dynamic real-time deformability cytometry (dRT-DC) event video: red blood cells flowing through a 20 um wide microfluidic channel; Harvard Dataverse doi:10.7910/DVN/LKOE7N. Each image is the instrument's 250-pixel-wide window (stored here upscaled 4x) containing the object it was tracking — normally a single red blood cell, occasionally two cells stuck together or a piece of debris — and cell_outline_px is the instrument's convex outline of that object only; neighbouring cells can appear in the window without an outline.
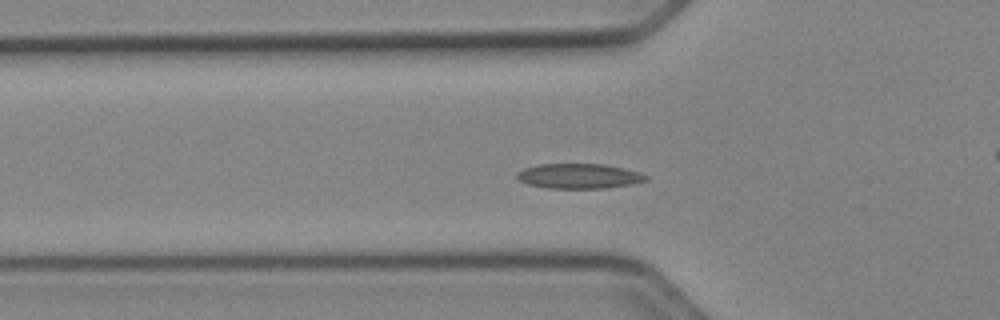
{"species": "Egyptian fruit bat (a non-hibernating species)", "species_latin": "Rousettus aegyptiacus", "temperature_condition": "cold", "stored_images_in_passage": 49, "camera_frame_rate_fps": 3000, "um_per_image_px": 0.085, "animal": {"sex": "female"}, "frame": {"image": 1, "passage_image": 14, "time_ms": 4.333, "image_size_px": [1000, 320], "cell_outline_px": [[648, 180], [632, 184], [604, 188], [548, 188], [528, 184], [520, 180], [516, 176], [516, 172], [524, 168], [536, 164], [604, 164], [624, 168], [640, 172], [648, 176]], "centroid_in_image_um": [49.22, 14.96], "position_along_channel_um": 76.6, "area_um2": 18.79}}
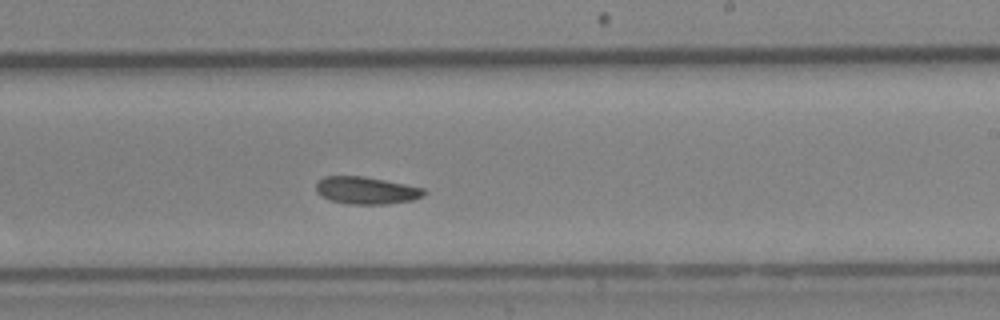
{"frame": {"image": 2, "passage_image": 28, "time_ms": 9.0, "image_size_px": [1000, 320], "cell_outline_px": [[424, 196], [412, 200], [388, 204], [348, 204], [332, 200], [316, 192], [316, 180], [324, 176], [364, 176], [424, 188]], "centroid_in_image_um": [31.11, 16.18], "position_along_channel_um": 257.9, "area_um2": 17.11}}
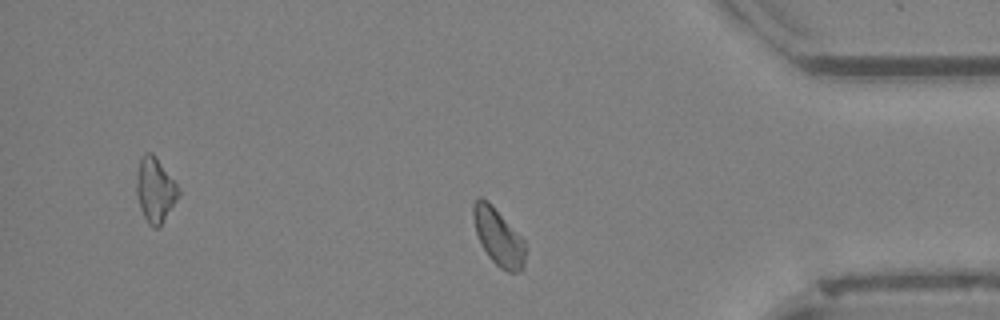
{"frame": {"image": 3, "passage_image": 40, "time_ms": 13.0, "image_size_px": [1000, 320], "cell_outline_px": [[524, 268], [520, 272], [508, 272], [500, 268], [488, 256], [476, 232], [472, 216], [472, 204], [480, 196], [488, 200], [524, 240]], "centroid_in_image_um": [42.34, 20.13], "position_along_channel_um": 392.9, "area_um2": 17.11}, "authors_computed_cell_mechanics": {"area_um2": 17.5134, "velocity_mm_per_s": 3.8933, "shape_relaxation_time_tau1_ms": 5.3895, "shape_relaxation_time_tau2_ms": null, "deformation_change_tau1": 0.1064, "deformation_change_tau2": null}}